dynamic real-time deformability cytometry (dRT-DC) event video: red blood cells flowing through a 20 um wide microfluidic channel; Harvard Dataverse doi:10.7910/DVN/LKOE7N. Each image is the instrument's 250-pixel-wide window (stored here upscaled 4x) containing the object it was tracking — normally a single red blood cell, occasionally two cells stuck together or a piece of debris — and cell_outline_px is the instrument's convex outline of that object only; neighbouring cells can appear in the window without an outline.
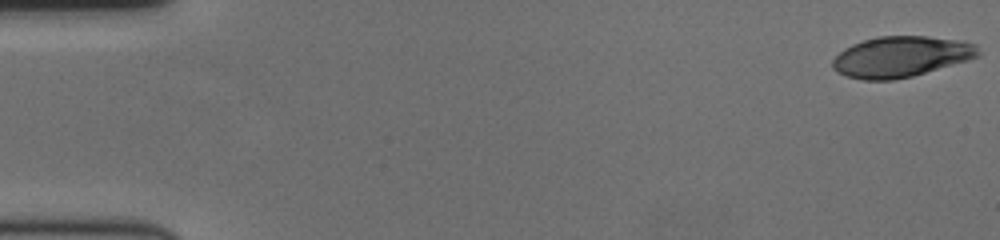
{"species": "human", "species_latin": "Homo sapiens", "temperature_condition": "cold", "stored_images_in_passage": 59, "camera_frame_rate_fps": 3000, "um_per_image_px": 0.085, "donor": {"sex": "female"}, "frame": {"image": 1, "passage_image": 1, "time_ms": 0.0, "image_size_px": [1000, 240], "cell_outline_px": [[980, 56], [968, 60], [912, 76], [892, 80], [864, 80], [848, 76], [836, 72], [832, 68], [832, 60], [844, 48], [852, 44], [876, 36], [928, 36], [956, 40], [976, 44], [980, 52]], "centroid_in_image_um": [76.57, 4.82], "position_along_channel_um": 8.4, "area_um2": 34.51}}
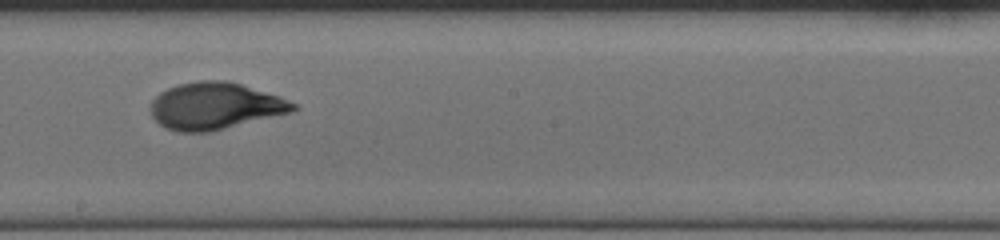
{"frame": {"image": 2, "passage_image": 34, "time_ms": 11.0, "image_size_px": [1000, 240], "cell_outline_px": [[300, 108], [292, 112], [208, 132], [176, 132], [164, 128], [152, 116], [152, 100], [160, 92], [168, 88], [180, 84], [200, 80], [224, 80], [240, 84], [280, 96], [296, 104]], "centroid_in_image_um": [18.29, 9.01], "position_along_channel_um": 229.9, "area_um2": 38.73}}
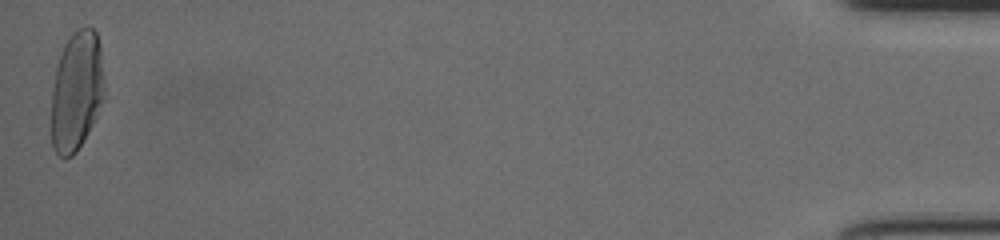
{"frame": {"image": 3, "passage_image": 59, "time_ms": 19.333, "image_size_px": [1000, 240], "cell_outline_px": [[104, 100], [92, 124], [76, 152], [72, 156], [64, 160], [52, 148], [52, 92], [56, 68], [64, 44], [80, 28], [92, 28], [96, 32], [100, 44], [104, 76]], "centroid_in_image_um": [6.52, 7.77], "position_along_channel_um": 428.7, "area_um2": 36.76}, "authors_computed_cell_mechanics": {"area_um2": 37.0498, "velocity_mm_per_s": 3.5267, "shape_relaxation_time_tau1_ms": 4.0783, "shape_relaxation_time_tau2_ms": 1.2006, "deformation_change_tau1": 0.1933, "deformation_change_tau2": 0.0649}}